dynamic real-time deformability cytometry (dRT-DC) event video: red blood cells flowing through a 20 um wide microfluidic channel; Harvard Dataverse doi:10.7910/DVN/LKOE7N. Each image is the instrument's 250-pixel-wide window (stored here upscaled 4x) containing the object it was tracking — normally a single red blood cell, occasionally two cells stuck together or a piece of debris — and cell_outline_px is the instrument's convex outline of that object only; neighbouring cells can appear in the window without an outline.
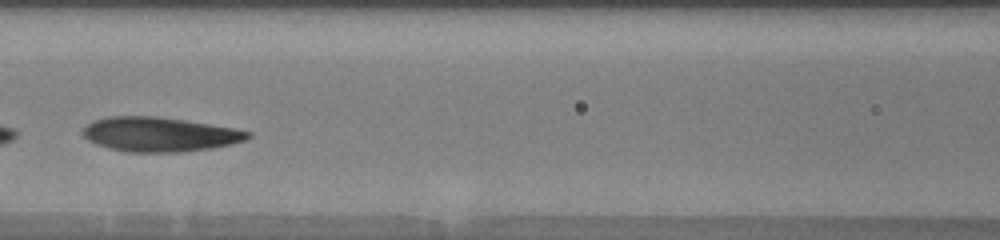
{"species": "human", "species_latin": "Homo sapiens", "temperature_condition": "warm", "stored_images_in_passage": 10, "segment_of_instrument_passage": [2, 2], "camera_frame_rate_fps": 3000, "um_per_image_px": 0.085, "donor": {"sex": "male"}, "frame": {"image": 1, "passage_image": 9, "time_ms": 3.0, "image_size_px": [1000, 240], "cell_outline_px": [[252, 136], [244, 140], [232, 144], [212, 148], [180, 152], [128, 152], [108, 148], [96, 144], [88, 140], [84, 136], [84, 128], [92, 120], [108, 116], [160, 116], [236, 128], [252, 132]], "centroid_in_image_um": [13.58, 11.41], "position_along_channel_um": 153.0, "area_um2": 33.29}}